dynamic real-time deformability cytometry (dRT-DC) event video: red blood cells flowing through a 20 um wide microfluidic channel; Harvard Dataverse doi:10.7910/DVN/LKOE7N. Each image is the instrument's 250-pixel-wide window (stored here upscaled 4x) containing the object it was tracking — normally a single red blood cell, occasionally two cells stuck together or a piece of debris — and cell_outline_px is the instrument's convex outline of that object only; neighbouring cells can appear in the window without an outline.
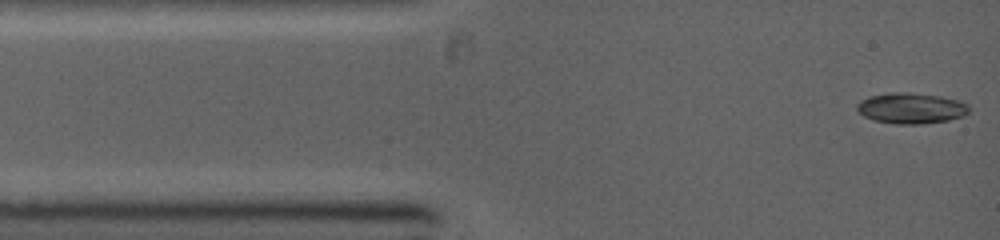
{"species": "common noctule bat (a hibernating species)", "species_latin": "Nyctalus noctula", "temperature_condition": "warm", "stored_images_in_passage": 34, "camera_frame_rate_fps": 5000, "um_per_image_px": 0.085, "animal": {"sex": "female", "body_mass_g": 19.0, "forearm_length_mm": 53.3}, "frame": {"image": 1, "passage_image": 1, "time_ms": 0.0, "image_size_px": [1000, 240], "cell_outline_px": [[968, 112], [964, 116], [948, 120], [920, 124], [896, 124], [876, 120], [864, 116], [856, 108], [856, 104], [860, 100], [872, 96], [892, 92], [904, 92], [940, 96], [956, 100], [968, 104]], "centroid_in_image_um": [77.44, 9.2], "position_along_channel_um": 7.6, "area_um2": 19.83}}
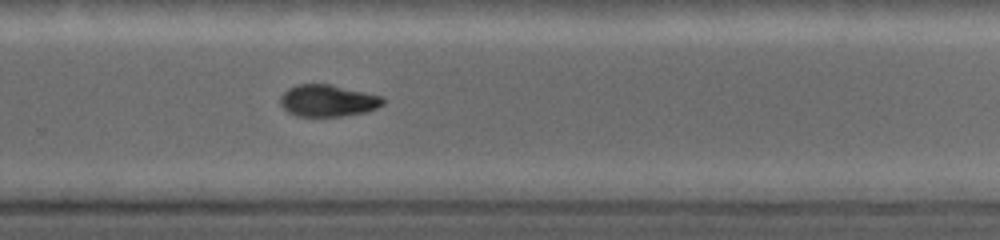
{"frame": {"image": 2, "passage_image": 17, "time_ms": 7.6, "image_size_px": [1000, 240], "cell_outline_px": [[384, 104], [376, 108], [364, 112], [340, 116], [296, 116], [288, 112], [280, 104], [280, 96], [288, 88], [296, 84], [328, 84], [380, 96], [384, 100]], "centroid_in_image_um": [27.81, 8.56], "position_along_channel_um": 302.0, "area_um2": 18.79}}
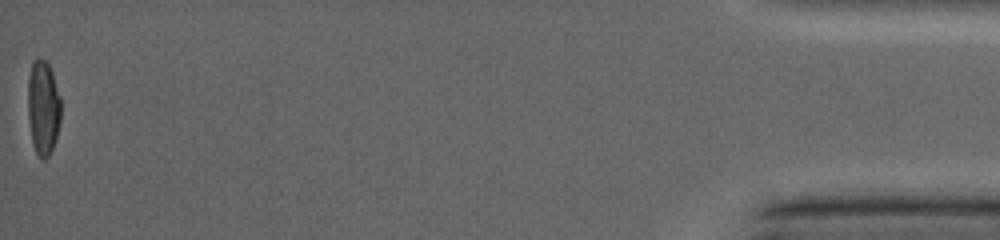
{"frame": {"image": 3, "passage_image": 34, "time_ms": 13.4, "image_size_px": [1000, 240], "cell_outline_px": [[60, 120], [56, 140], [48, 156], [44, 160], [40, 160], [36, 156], [32, 144], [28, 120], [28, 76], [32, 60], [36, 56], [40, 56], [48, 64], [52, 72], [60, 96]], "centroid_in_image_um": [3.64, 9.15], "position_along_channel_um": 431.6, "area_um2": 18.67}}